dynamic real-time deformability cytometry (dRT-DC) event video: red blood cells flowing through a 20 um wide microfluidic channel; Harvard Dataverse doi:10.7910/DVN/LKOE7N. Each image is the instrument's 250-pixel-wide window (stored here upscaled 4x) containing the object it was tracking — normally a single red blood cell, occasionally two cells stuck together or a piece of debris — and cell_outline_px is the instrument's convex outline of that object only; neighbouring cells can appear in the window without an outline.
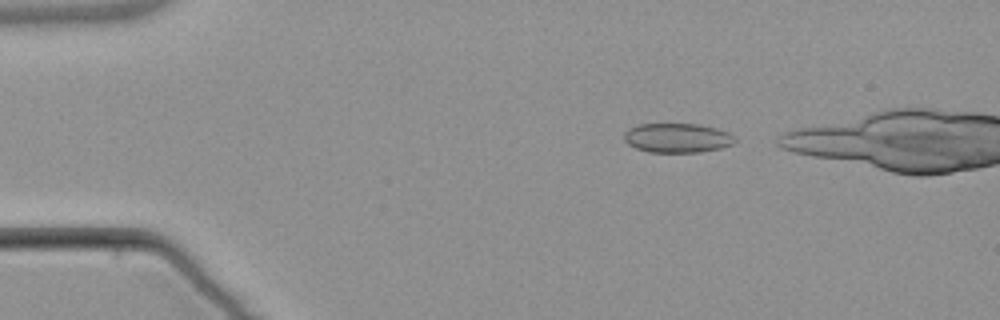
{"species": "common noctule bat (a hibernating species)", "species_latin": "Nyctalus noctula", "temperature_condition": "warm", "stored_images_in_passage": 4, "camera_frame_rate_fps": 3000, "um_per_image_px": 0.085, "animal": {"sex": "male", "body_mass_g": 21.5, "forearm_length_mm": 52.0}, "frame": {"image": 1, "passage_image": 1, "time_ms": 0.0, "image_size_px": [1000, 320], "cell_outline_px": [[736, 144], [720, 148], [700, 152], [648, 152], [636, 148], [628, 144], [624, 140], [624, 132], [628, 128], [640, 124], [696, 124], [716, 128], [728, 132], [736, 140]], "centroid_in_image_um": [57.56, 11.73], "position_along_channel_um": 27.4, "area_um2": 19.02}}